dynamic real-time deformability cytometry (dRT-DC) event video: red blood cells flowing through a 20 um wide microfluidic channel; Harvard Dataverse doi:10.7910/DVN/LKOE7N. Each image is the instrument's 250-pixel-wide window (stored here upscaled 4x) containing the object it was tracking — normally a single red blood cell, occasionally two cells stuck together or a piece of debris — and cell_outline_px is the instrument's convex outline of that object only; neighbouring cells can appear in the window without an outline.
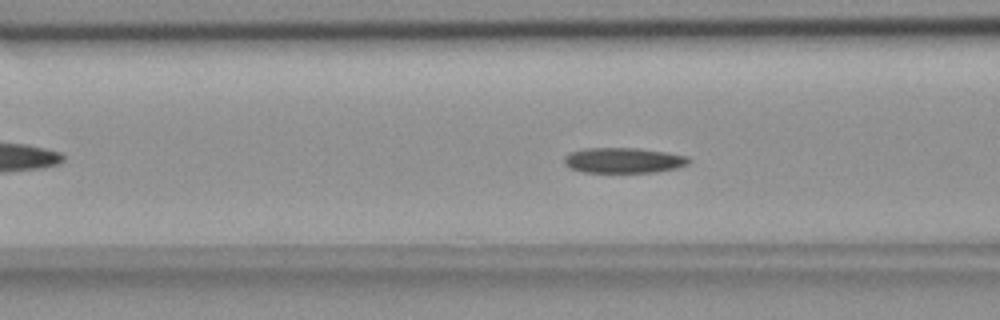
{"species": "common noctule bat (a hibernating species)", "species_latin": "Nyctalus noctula", "temperature_condition": "room temperature", "stored_images_in_passage": 55, "camera_frame_rate_fps": 3000, "um_per_image_px": 0.085, "animal": {"sex": "female", "body_mass_g": 18.4}, "frame": {"image": 1, "passage_image": 21, "time_ms": 6.667, "image_size_px": [1000, 320], "cell_outline_px": [[692, 160], [688, 164], [676, 168], [656, 172], [584, 172], [568, 168], [564, 164], [564, 156], [568, 152], [584, 148], [636, 148], [668, 152], [688, 156]], "centroid_in_image_um": [52.98, 13.62], "position_along_channel_um": 113.6, "area_um2": 18.67}}
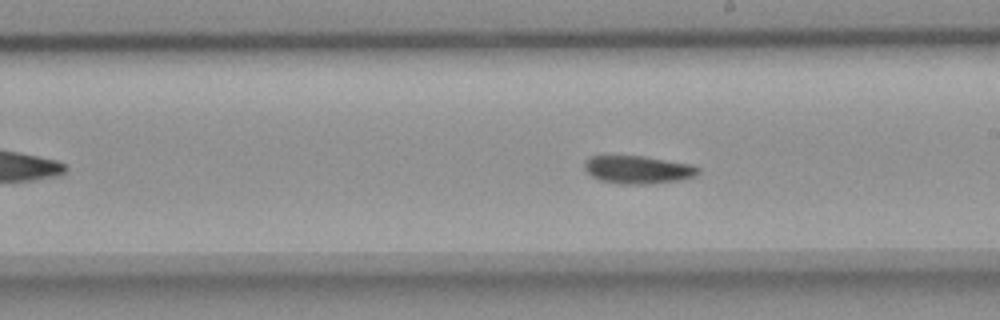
{"frame": {"image": 2, "passage_image": 31, "time_ms": 10.0, "image_size_px": [1000, 320], "cell_outline_px": [[700, 172], [696, 176], [684, 180], [652, 184], [616, 184], [600, 180], [592, 176], [584, 168], [584, 160], [588, 156], [644, 156], [688, 164], [700, 168]], "centroid_in_image_um": [54.23, 14.43], "position_along_channel_um": 234.8, "area_um2": 18.73}}
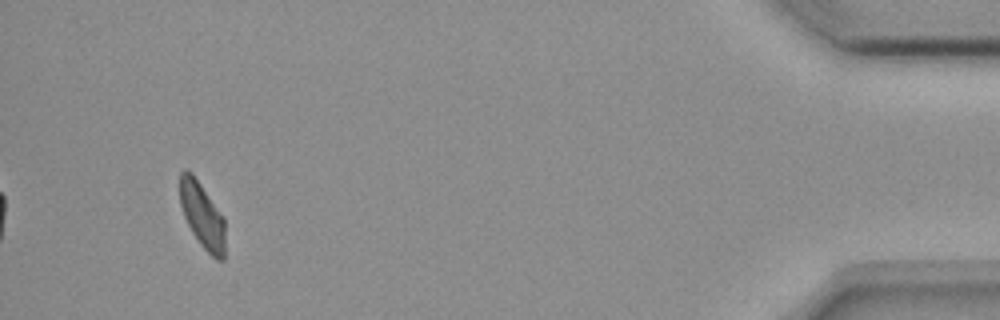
{"frame": {"image": 3, "passage_image": 52, "time_ms": 17.0, "image_size_px": [1000, 320], "cell_outline_px": [[224, 260], [216, 260], [200, 244], [192, 232], [184, 216], [180, 204], [180, 172], [184, 168], [192, 172], [224, 216]], "centroid_in_image_um": [17.19, 18.28], "position_along_channel_um": 418.0, "area_um2": 17.34}, "authors_computed_cell_mechanics": {"area_um2": 18.4382, "velocity_mm_per_s": 3.6522, "shape_relaxation_time_tau1_ms": 8.1135, "shape_relaxation_time_tau2_ms": 4.4781, "deformation_change_tau1": 0.1531, "deformation_change_tau2": 0.0761}}